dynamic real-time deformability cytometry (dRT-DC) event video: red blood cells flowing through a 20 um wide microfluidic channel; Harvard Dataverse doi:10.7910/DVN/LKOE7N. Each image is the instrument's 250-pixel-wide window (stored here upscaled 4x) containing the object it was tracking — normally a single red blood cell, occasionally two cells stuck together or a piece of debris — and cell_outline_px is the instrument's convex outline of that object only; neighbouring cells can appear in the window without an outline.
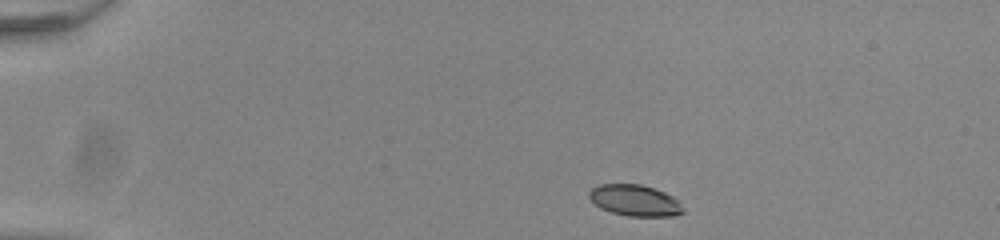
{"species": "common noctule bat (a hibernating species)", "species_latin": "Nyctalus noctula", "temperature_condition": "room temperature", "stored_images_in_passage": 44, "camera_frame_rate_fps": 3000, "um_per_image_px": 0.085, "animal": {"sex": "male", "body_mass_g": 20.0, "forearm_length_mm": 53.3}, "frame": {"image": 1, "passage_image": 1, "time_ms": 0.0, "image_size_px": [1000, 240], "cell_outline_px": [[684, 212], [676, 216], [628, 216], [612, 212], [600, 208], [588, 196], [588, 192], [592, 188], [600, 184], [640, 184], [664, 192], [680, 200], [684, 208]], "centroid_in_image_um": [54.0, 17.04], "position_along_channel_um": 31.0, "area_um2": 17.17}}
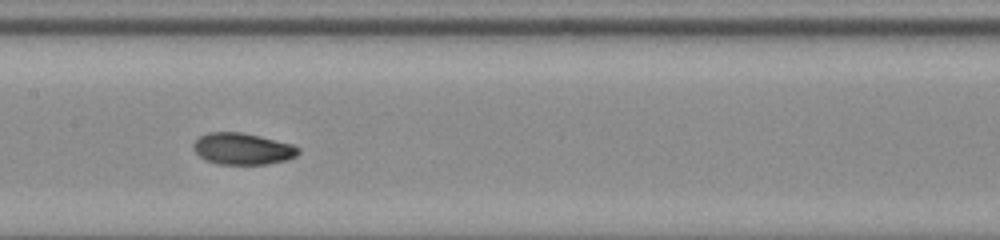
{"frame": {"image": 2, "passage_image": 19, "time_ms": 6.0, "image_size_px": [1000, 240], "cell_outline_px": [[300, 152], [296, 156], [288, 160], [268, 164], [216, 164], [204, 160], [192, 148], [192, 144], [200, 136], [208, 132], [240, 132], [260, 136], [292, 144], [300, 148]], "centroid_in_image_um": [20.62, 12.65], "position_along_channel_um": 186.8, "area_um2": 19.48}}
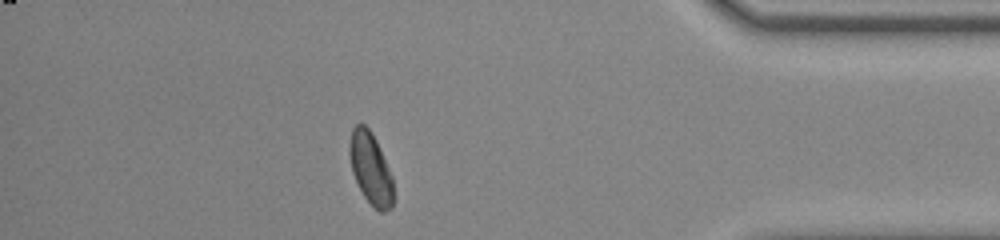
{"frame": {"image": 3, "passage_image": 38, "time_ms": 12.333, "image_size_px": [1000, 240], "cell_outline_px": [[392, 208], [384, 212], [380, 212], [364, 196], [352, 172], [348, 152], [348, 148], [352, 128], [356, 124], [364, 124], [372, 132], [376, 140], [392, 176]], "centroid_in_image_um": [31.48, 14.29], "position_along_channel_um": 403.7, "area_um2": 18.09}, "authors_computed_cell_mechanics": {"area_um2": 18.6983, "velocity_mm_per_s": 3.9325, "shape_relaxation_time_tau1_ms": 4.4464, "shape_relaxation_time_tau2_ms": 2.7844, "deformation_change_tau1": 0.1363, "deformation_change_tau2": 0.0588}}